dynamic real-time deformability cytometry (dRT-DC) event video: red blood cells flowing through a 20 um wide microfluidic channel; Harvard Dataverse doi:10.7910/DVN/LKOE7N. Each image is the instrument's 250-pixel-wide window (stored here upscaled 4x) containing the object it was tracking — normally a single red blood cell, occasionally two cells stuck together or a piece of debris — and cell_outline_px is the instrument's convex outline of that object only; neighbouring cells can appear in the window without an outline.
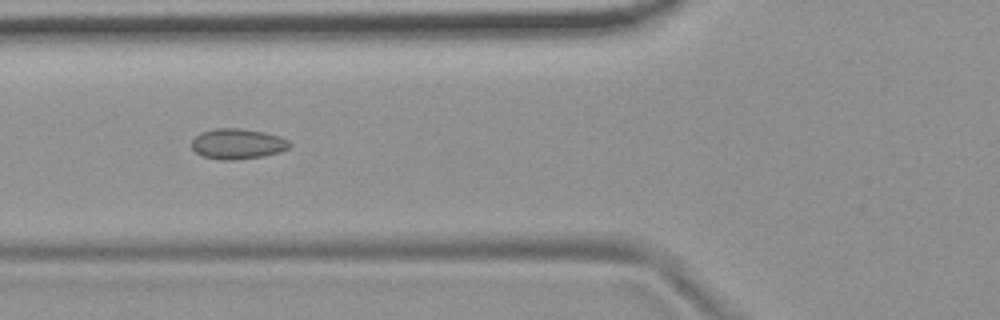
{"species": "common noctule bat (a hibernating species)", "species_latin": "Nyctalus noctula", "temperature_condition": "room temperature", "stored_images_in_passage": 7, "camera_frame_rate_fps": 3000, "um_per_image_px": 0.085, "animal": {"sex": "female", "body_mass_g": 19.9}, "frame": {"image": 1, "passage_image": 6, "time_ms": 1.667, "image_size_px": [1000, 320], "cell_outline_px": [[292, 144], [288, 148], [280, 152], [264, 156], [232, 160], [220, 160], [204, 156], [196, 152], [192, 148], [192, 140], [200, 132], [216, 128], [240, 128], [264, 132], [280, 136], [288, 140]], "centroid_in_image_um": [20.21, 12.22], "position_along_channel_um": 105.6, "area_um2": 17.4}}
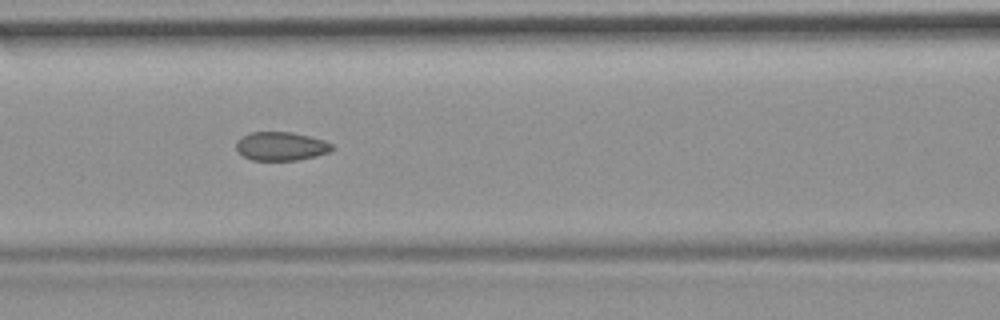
{"frame": {"image": 2, "passage_image": 7, "time_ms": 2.0, "image_size_px": [1000, 320], "cell_outline_px": [[332, 152], [316, 156], [296, 160], [252, 160], [244, 156], [236, 148], [236, 140], [240, 136], [252, 132], [292, 132], [324, 140], [332, 144]], "centroid_in_image_um": [23.88, 12.42], "position_along_channel_um": 142.7, "area_um2": 16.01}}